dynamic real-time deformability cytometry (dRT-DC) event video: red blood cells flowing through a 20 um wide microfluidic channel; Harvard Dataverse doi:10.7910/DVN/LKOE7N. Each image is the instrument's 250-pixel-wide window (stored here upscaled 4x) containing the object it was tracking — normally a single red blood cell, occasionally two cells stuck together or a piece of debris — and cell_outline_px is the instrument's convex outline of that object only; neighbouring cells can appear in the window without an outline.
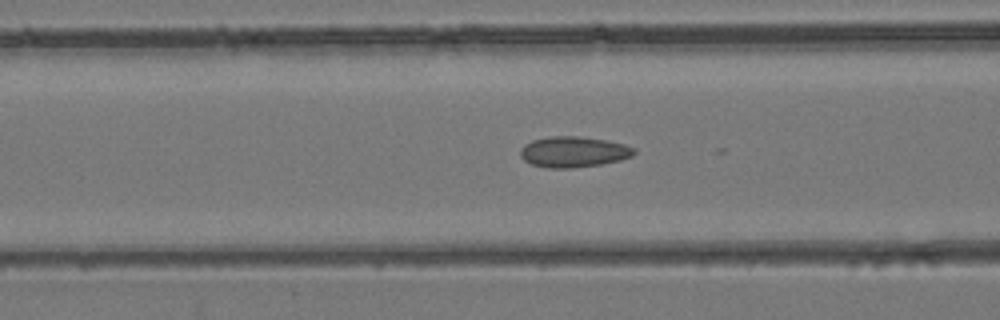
{"species": "common noctule bat (a hibernating species)", "species_latin": "Nyctalus noctula", "temperature_condition": "room temperature", "stored_images_in_passage": 38, "camera_frame_rate_fps": 3000, "um_per_image_px": 0.085, "animal": {"sex": "female", "body_mass_g": 24.6, "forearm_length_mm": 56.2}, "frame": {"image": 1, "passage_image": 11, "time_ms": 3.333, "image_size_px": [1000, 320], "cell_outline_px": [[636, 152], [632, 156], [620, 160], [600, 164], [572, 168], [548, 168], [532, 164], [524, 160], [520, 156], [520, 148], [524, 144], [532, 140], [552, 136], [580, 136], [604, 140], [624, 144], [636, 148]], "centroid_in_image_um": [48.74, 12.9], "position_along_channel_um": 117.9, "area_um2": 20.4}}
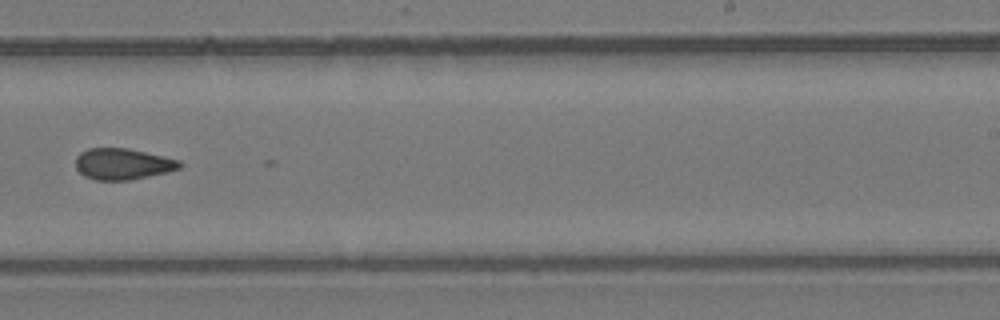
{"frame": {"image": 2, "passage_image": 21, "time_ms": 6.667, "image_size_px": [1000, 320], "cell_outline_px": [[184, 164], [180, 168], [168, 172], [132, 180], [96, 180], [84, 176], [76, 168], [76, 156], [80, 152], [88, 148], [128, 148], [164, 156], [180, 160]], "centroid_in_image_um": [10.45, 13.94], "position_along_channel_um": 278.5, "area_um2": 19.13}}
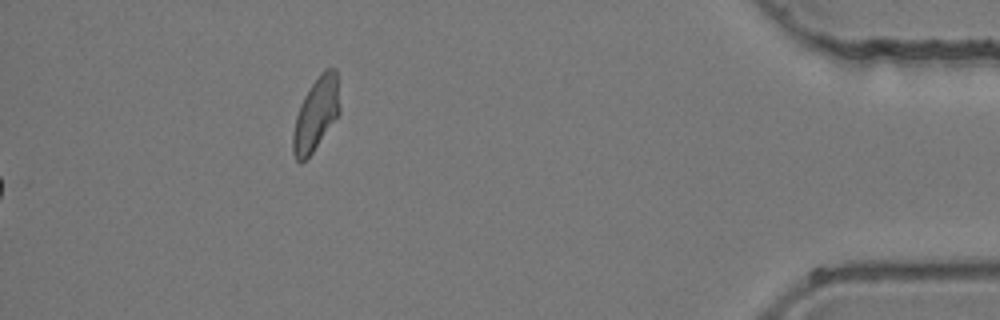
{"frame": {"image": 3, "passage_image": 38, "time_ms": 12.333, "image_size_px": [1000, 320], "cell_outline_px": [[340, 112], [312, 152], [300, 164], [296, 160], [292, 152], [292, 132], [296, 116], [300, 104], [304, 96], [320, 72], [324, 68], [336, 68], [340, 108]], "centroid_in_image_um": [26.84, 9.68], "position_along_channel_um": 408.4, "area_um2": 19.77}}